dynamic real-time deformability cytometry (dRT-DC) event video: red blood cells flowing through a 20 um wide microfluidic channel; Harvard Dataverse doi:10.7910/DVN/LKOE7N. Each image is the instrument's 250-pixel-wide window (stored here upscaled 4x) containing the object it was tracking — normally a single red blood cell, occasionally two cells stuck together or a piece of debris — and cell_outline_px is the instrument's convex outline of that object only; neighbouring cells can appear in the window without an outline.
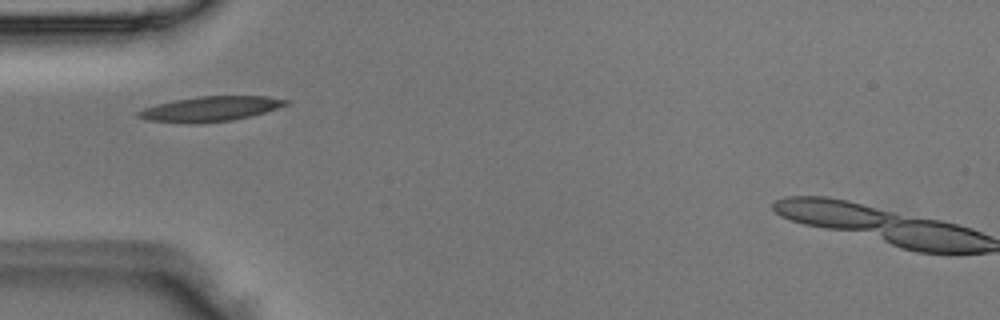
{"species": "Egyptian fruit bat (a non-hibernating species)", "species_latin": "Rousettus aegyptiacus", "temperature_condition": "room temperature", "stored_images_in_passage": 6, "camera_frame_rate_fps": 3000, "um_per_image_px": 0.085, "animal": {"sex": "male"}, "frame": {"image": 1, "passage_image": 5, "time_ms": 1.333, "image_size_px": [1000, 320], "cell_outline_px": [[292, 100], [288, 104], [252, 116], [232, 120], [196, 124], [188, 124], [148, 120], [136, 116], [136, 112], [144, 108], [156, 104], [176, 100], [200, 96], [268, 96]], "centroid_in_image_um": [17.89, 9.26], "position_along_channel_um": 67.1, "area_um2": 21.56}}
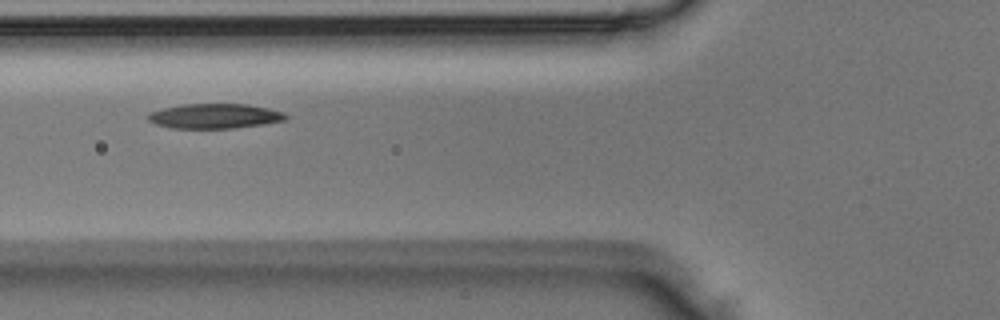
{"frame": {"image": 2, "passage_image": 6, "time_ms": 1.667, "image_size_px": [1000, 320], "cell_outline_px": [[288, 116], [284, 120], [260, 124], [232, 128], [172, 128], [156, 124], [148, 120], [144, 116], [148, 112], [180, 104], [248, 104], [268, 108], [284, 112]], "centroid_in_image_um": [18.18, 9.85], "position_along_channel_um": 107.6, "area_um2": 19.88}}